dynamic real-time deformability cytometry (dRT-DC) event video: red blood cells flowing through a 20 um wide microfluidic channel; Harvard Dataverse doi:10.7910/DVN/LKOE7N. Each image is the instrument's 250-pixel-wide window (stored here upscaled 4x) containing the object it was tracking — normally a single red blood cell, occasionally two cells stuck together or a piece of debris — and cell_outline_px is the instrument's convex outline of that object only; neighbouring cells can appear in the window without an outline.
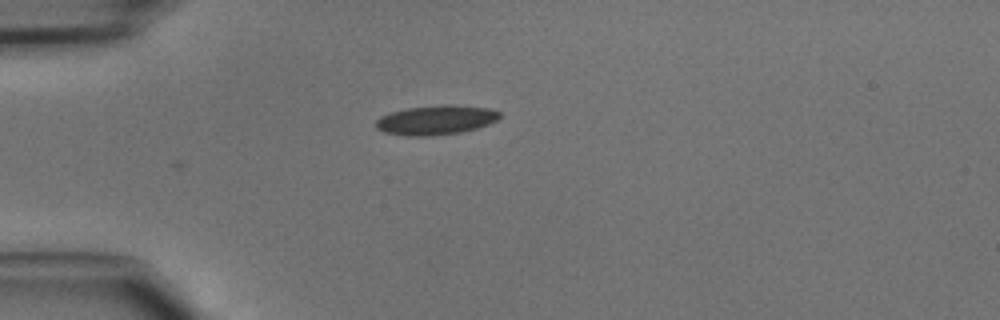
{"species": "common noctule bat (a hibernating species)", "species_latin": "Nyctalus noctula", "temperature_condition": "cold", "stored_images_in_passage": 17, "camera_frame_rate_fps": 3000, "um_per_image_px": 0.085, "animal": {"sex": "male", "body_mass_g": 15.6}, "frame": {"image": 1, "passage_image": 1, "time_ms": 0.0, "image_size_px": [1000, 320], "cell_outline_px": [[500, 116], [496, 120], [488, 124], [476, 128], [460, 132], [428, 136], [404, 136], [384, 132], [376, 128], [376, 120], [380, 116], [392, 112], [408, 108], [444, 104], [452, 104], [488, 108], [500, 112]], "centroid_in_image_um": [37.03, 10.2], "position_along_channel_um": 48.0, "area_um2": 21.15}}
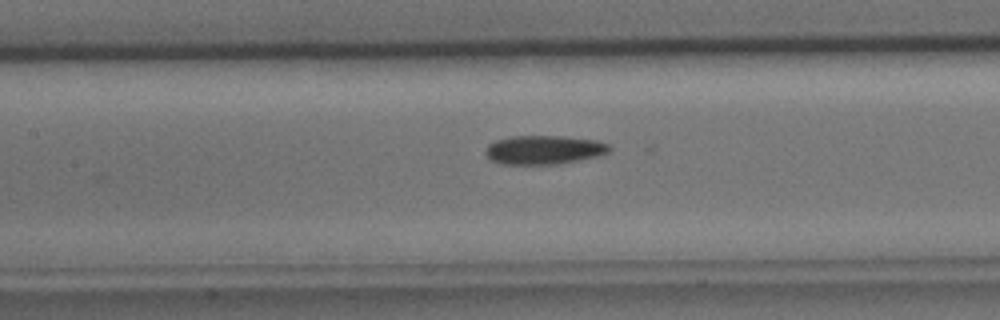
{"frame": {"image": 2, "passage_image": 10, "time_ms": 3.0, "image_size_px": [1000, 320], "cell_outline_px": [[612, 148], [608, 152], [596, 156], [580, 160], [556, 164], [500, 164], [492, 160], [484, 152], [488, 144], [496, 140], [512, 136], [564, 136], [596, 140], [608, 144]], "centroid_in_image_um": [46.23, 12.73], "position_along_channel_um": 161.2, "area_um2": 20.81}}
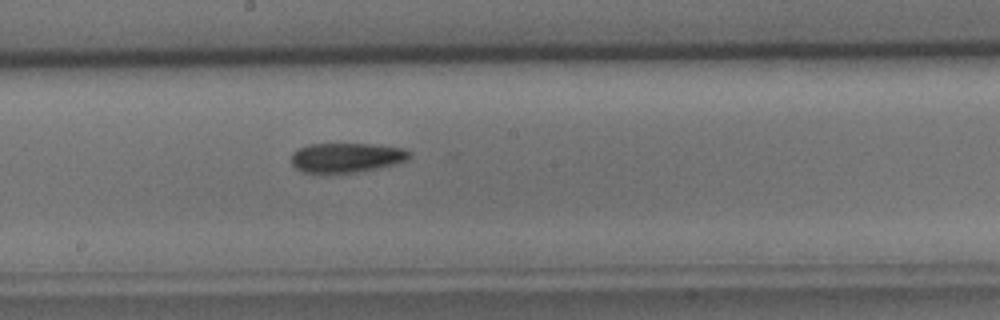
{"frame": {"image": 3, "passage_image": 14, "time_ms": 4.333, "image_size_px": [1000, 320], "cell_outline_px": [[412, 156], [408, 160], [388, 168], [356, 172], [304, 172], [296, 168], [292, 164], [292, 152], [296, 148], [308, 144], [368, 144], [404, 148], [412, 152]], "centroid_in_image_um": [29.53, 13.39], "position_along_channel_um": 218.7, "area_um2": 20.75}}